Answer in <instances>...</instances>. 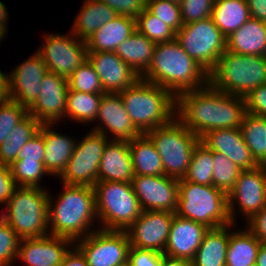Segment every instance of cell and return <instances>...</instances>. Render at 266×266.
<instances>
[{
  "label": "cell",
  "instance_id": "obj_52",
  "mask_svg": "<svg viewBox=\"0 0 266 266\" xmlns=\"http://www.w3.org/2000/svg\"><path fill=\"white\" fill-rule=\"evenodd\" d=\"M250 17L266 22V0H246Z\"/></svg>",
  "mask_w": 266,
  "mask_h": 266
},
{
  "label": "cell",
  "instance_id": "obj_47",
  "mask_svg": "<svg viewBox=\"0 0 266 266\" xmlns=\"http://www.w3.org/2000/svg\"><path fill=\"white\" fill-rule=\"evenodd\" d=\"M115 10L117 15L136 19L146 8V0H99Z\"/></svg>",
  "mask_w": 266,
  "mask_h": 266
},
{
  "label": "cell",
  "instance_id": "obj_30",
  "mask_svg": "<svg viewBox=\"0 0 266 266\" xmlns=\"http://www.w3.org/2000/svg\"><path fill=\"white\" fill-rule=\"evenodd\" d=\"M82 10L74 21L73 33L79 40L87 41L88 38L102 25L112 21L117 13L108 5L99 0H85Z\"/></svg>",
  "mask_w": 266,
  "mask_h": 266
},
{
  "label": "cell",
  "instance_id": "obj_39",
  "mask_svg": "<svg viewBox=\"0 0 266 266\" xmlns=\"http://www.w3.org/2000/svg\"><path fill=\"white\" fill-rule=\"evenodd\" d=\"M213 163L212 185L228 194L242 170L219 152H213Z\"/></svg>",
  "mask_w": 266,
  "mask_h": 266
},
{
  "label": "cell",
  "instance_id": "obj_28",
  "mask_svg": "<svg viewBox=\"0 0 266 266\" xmlns=\"http://www.w3.org/2000/svg\"><path fill=\"white\" fill-rule=\"evenodd\" d=\"M230 226L232 227V223L209 228L191 261V266H226L230 233L227 228L229 230Z\"/></svg>",
  "mask_w": 266,
  "mask_h": 266
},
{
  "label": "cell",
  "instance_id": "obj_20",
  "mask_svg": "<svg viewBox=\"0 0 266 266\" xmlns=\"http://www.w3.org/2000/svg\"><path fill=\"white\" fill-rule=\"evenodd\" d=\"M72 240L48 234L43 237L22 238L17 258L28 266H60ZM65 247V248H64Z\"/></svg>",
  "mask_w": 266,
  "mask_h": 266
},
{
  "label": "cell",
  "instance_id": "obj_8",
  "mask_svg": "<svg viewBox=\"0 0 266 266\" xmlns=\"http://www.w3.org/2000/svg\"><path fill=\"white\" fill-rule=\"evenodd\" d=\"M146 135L154 143L164 167V175L176 179L186 176L194 148L200 138L177 117Z\"/></svg>",
  "mask_w": 266,
  "mask_h": 266
},
{
  "label": "cell",
  "instance_id": "obj_58",
  "mask_svg": "<svg viewBox=\"0 0 266 266\" xmlns=\"http://www.w3.org/2000/svg\"><path fill=\"white\" fill-rule=\"evenodd\" d=\"M167 1H170V2L178 4V5H180L182 2V0H167Z\"/></svg>",
  "mask_w": 266,
  "mask_h": 266
},
{
  "label": "cell",
  "instance_id": "obj_33",
  "mask_svg": "<svg viewBox=\"0 0 266 266\" xmlns=\"http://www.w3.org/2000/svg\"><path fill=\"white\" fill-rule=\"evenodd\" d=\"M261 242L249 230L229 234L226 266H254Z\"/></svg>",
  "mask_w": 266,
  "mask_h": 266
},
{
  "label": "cell",
  "instance_id": "obj_53",
  "mask_svg": "<svg viewBox=\"0 0 266 266\" xmlns=\"http://www.w3.org/2000/svg\"><path fill=\"white\" fill-rule=\"evenodd\" d=\"M72 250H69L66 253L60 266H88V263L81 251L77 247Z\"/></svg>",
  "mask_w": 266,
  "mask_h": 266
},
{
  "label": "cell",
  "instance_id": "obj_32",
  "mask_svg": "<svg viewBox=\"0 0 266 266\" xmlns=\"http://www.w3.org/2000/svg\"><path fill=\"white\" fill-rule=\"evenodd\" d=\"M211 17L226 38L251 18L246 0H215Z\"/></svg>",
  "mask_w": 266,
  "mask_h": 266
},
{
  "label": "cell",
  "instance_id": "obj_27",
  "mask_svg": "<svg viewBox=\"0 0 266 266\" xmlns=\"http://www.w3.org/2000/svg\"><path fill=\"white\" fill-rule=\"evenodd\" d=\"M226 50L239 55L266 56V22L250 18L227 38Z\"/></svg>",
  "mask_w": 266,
  "mask_h": 266
},
{
  "label": "cell",
  "instance_id": "obj_12",
  "mask_svg": "<svg viewBox=\"0 0 266 266\" xmlns=\"http://www.w3.org/2000/svg\"><path fill=\"white\" fill-rule=\"evenodd\" d=\"M107 143V137L96 131L79 141L60 175L62 184L93 187L98 182V168Z\"/></svg>",
  "mask_w": 266,
  "mask_h": 266
},
{
  "label": "cell",
  "instance_id": "obj_51",
  "mask_svg": "<svg viewBox=\"0 0 266 266\" xmlns=\"http://www.w3.org/2000/svg\"><path fill=\"white\" fill-rule=\"evenodd\" d=\"M248 221L249 229L247 230H250L262 244H266V206Z\"/></svg>",
  "mask_w": 266,
  "mask_h": 266
},
{
  "label": "cell",
  "instance_id": "obj_11",
  "mask_svg": "<svg viewBox=\"0 0 266 266\" xmlns=\"http://www.w3.org/2000/svg\"><path fill=\"white\" fill-rule=\"evenodd\" d=\"M78 242L88 266H128L131 244L126 231L98 229Z\"/></svg>",
  "mask_w": 266,
  "mask_h": 266
},
{
  "label": "cell",
  "instance_id": "obj_9",
  "mask_svg": "<svg viewBox=\"0 0 266 266\" xmlns=\"http://www.w3.org/2000/svg\"><path fill=\"white\" fill-rule=\"evenodd\" d=\"M93 189L96 214L104 226L100 229L126 231L141 215L131 183L98 181Z\"/></svg>",
  "mask_w": 266,
  "mask_h": 266
},
{
  "label": "cell",
  "instance_id": "obj_22",
  "mask_svg": "<svg viewBox=\"0 0 266 266\" xmlns=\"http://www.w3.org/2000/svg\"><path fill=\"white\" fill-rule=\"evenodd\" d=\"M200 141L213 152L225 155L242 171L260 166L243 139L240 128L210 130Z\"/></svg>",
  "mask_w": 266,
  "mask_h": 266
},
{
  "label": "cell",
  "instance_id": "obj_34",
  "mask_svg": "<svg viewBox=\"0 0 266 266\" xmlns=\"http://www.w3.org/2000/svg\"><path fill=\"white\" fill-rule=\"evenodd\" d=\"M41 123L28 114L9 133L0 145V163L10 166L17 160L18 152L35 134L39 132Z\"/></svg>",
  "mask_w": 266,
  "mask_h": 266
},
{
  "label": "cell",
  "instance_id": "obj_37",
  "mask_svg": "<svg viewBox=\"0 0 266 266\" xmlns=\"http://www.w3.org/2000/svg\"><path fill=\"white\" fill-rule=\"evenodd\" d=\"M213 166V151L199 141L184 179L201 185H212Z\"/></svg>",
  "mask_w": 266,
  "mask_h": 266
},
{
  "label": "cell",
  "instance_id": "obj_1",
  "mask_svg": "<svg viewBox=\"0 0 266 266\" xmlns=\"http://www.w3.org/2000/svg\"><path fill=\"white\" fill-rule=\"evenodd\" d=\"M176 110L178 119L201 138L210 130L240 128L246 102L245 97L219 91L208 83L181 93L176 98Z\"/></svg>",
  "mask_w": 266,
  "mask_h": 266
},
{
  "label": "cell",
  "instance_id": "obj_54",
  "mask_svg": "<svg viewBox=\"0 0 266 266\" xmlns=\"http://www.w3.org/2000/svg\"><path fill=\"white\" fill-rule=\"evenodd\" d=\"M8 76L0 71V103L10 99Z\"/></svg>",
  "mask_w": 266,
  "mask_h": 266
},
{
  "label": "cell",
  "instance_id": "obj_23",
  "mask_svg": "<svg viewBox=\"0 0 266 266\" xmlns=\"http://www.w3.org/2000/svg\"><path fill=\"white\" fill-rule=\"evenodd\" d=\"M96 119L101 121L103 127L98 125L92 131L101 133L107 138L105 127L114 135L113 140L131 141L141 135L131 122L119 93L102 95Z\"/></svg>",
  "mask_w": 266,
  "mask_h": 266
},
{
  "label": "cell",
  "instance_id": "obj_49",
  "mask_svg": "<svg viewBox=\"0 0 266 266\" xmlns=\"http://www.w3.org/2000/svg\"><path fill=\"white\" fill-rule=\"evenodd\" d=\"M246 112L266 117V84L252 90L245 96Z\"/></svg>",
  "mask_w": 266,
  "mask_h": 266
},
{
  "label": "cell",
  "instance_id": "obj_40",
  "mask_svg": "<svg viewBox=\"0 0 266 266\" xmlns=\"http://www.w3.org/2000/svg\"><path fill=\"white\" fill-rule=\"evenodd\" d=\"M9 167L16 186L21 187L38 188L42 176L49 174L44 164L36 160H15Z\"/></svg>",
  "mask_w": 266,
  "mask_h": 266
},
{
  "label": "cell",
  "instance_id": "obj_46",
  "mask_svg": "<svg viewBox=\"0 0 266 266\" xmlns=\"http://www.w3.org/2000/svg\"><path fill=\"white\" fill-rule=\"evenodd\" d=\"M162 255V253L154 250L131 246L129 250L128 266H161Z\"/></svg>",
  "mask_w": 266,
  "mask_h": 266
},
{
  "label": "cell",
  "instance_id": "obj_59",
  "mask_svg": "<svg viewBox=\"0 0 266 266\" xmlns=\"http://www.w3.org/2000/svg\"><path fill=\"white\" fill-rule=\"evenodd\" d=\"M4 34L0 31V41L4 38Z\"/></svg>",
  "mask_w": 266,
  "mask_h": 266
},
{
  "label": "cell",
  "instance_id": "obj_6",
  "mask_svg": "<svg viewBox=\"0 0 266 266\" xmlns=\"http://www.w3.org/2000/svg\"><path fill=\"white\" fill-rule=\"evenodd\" d=\"M175 214L202 223L209 228L231 224L227 193L213 185H201L179 179Z\"/></svg>",
  "mask_w": 266,
  "mask_h": 266
},
{
  "label": "cell",
  "instance_id": "obj_42",
  "mask_svg": "<svg viewBox=\"0 0 266 266\" xmlns=\"http://www.w3.org/2000/svg\"><path fill=\"white\" fill-rule=\"evenodd\" d=\"M28 115V109L14 100L0 103V145L11 130Z\"/></svg>",
  "mask_w": 266,
  "mask_h": 266
},
{
  "label": "cell",
  "instance_id": "obj_24",
  "mask_svg": "<svg viewBox=\"0 0 266 266\" xmlns=\"http://www.w3.org/2000/svg\"><path fill=\"white\" fill-rule=\"evenodd\" d=\"M133 177L134 171L128 141H108L99 164L98 181L131 183Z\"/></svg>",
  "mask_w": 266,
  "mask_h": 266
},
{
  "label": "cell",
  "instance_id": "obj_15",
  "mask_svg": "<svg viewBox=\"0 0 266 266\" xmlns=\"http://www.w3.org/2000/svg\"><path fill=\"white\" fill-rule=\"evenodd\" d=\"M228 211L232 224L234 223V200L239 203L240 211L249 220L254 214L266 206V166L239 173L234 187L227 194Z\"/></svg>",
  "mask_w": 266,
  "mask_h": 266
},
{
  "label": "cell",
  "instance_id": "obj_36",
  "mask_svg": "<svg viewBox=\"0 0 266 266\" xmlns=\"http://www.w3.org/2000/svg\"><path fill=\"white\" fill-rule=\"evenodd\" d=\"M103 94L68 90L66 116L80 122L94 121Z\"/></svg>",
  "mask_w": 266,
  "mask_h": 266
},
{
  "label": "cell",
  "instance_id": "obj_43",
  "mask_svg": "<svg viewBox=\"0 0 266 266\" xmlns=\"http://www.w3.org/2000/svg\"><path fill=\"white\" fill-rule=\"evenodd\" d=\"M146 8L175 32L184 25L178 4L167 0H146Z\"/></svg>",
  "mask_w": 266,
  "mask_h": 266
},
{
  "label": "cell",
  "instance_id": "obj_19",
  "mask_svg": "<svg viewBox=\"0 0 266 266\" xmlns=\"http://www.w3.org/2000/svg\"><path fill=\"white\" fill-rule=\"evenodd\" d=\"M87 59L98 74L105 93H119L141 79L115 52H88Z\"/></svg>",
  "mask_w": 266,
  "mask_h": 266
},
{
  "label": "cell",
  "instance_id": "obj_56",
  "mask_svg": "<svg viewBox=\"0 0 266 266\" xmlns=\"http://www.w3.org/2000/svg\"><path fill=\"white\" fill-rule=\"evenodd\" d=\"M7 9L5 8V5L0 1V31L5 35V32H7L6 20H7Z\"/></svg>",
  "mask_w": 266,
  "mask_h": 266
},
{
  "label": "cell",
  "instance_id": "obj_3",
  "mask_svg": "<svg viewBox=\"0 0 266 266\" xmlns=\"http://www.w3.org/2000/svg\"><path fill=\"white\" fill-rule=\"evenodd\" d=\"M63 185V193L54 204L55 208L51 205L52 198L49 196L48 222L49 226L52 225L50 234L74 242L94 232L88 230L92 225L90 222L94 221V217L97 218L95 193L91 186Z\"/></svg>",
  "mask_w": 266,
  "mask_h": 266
},
{
  "label": "cell",
  "instance_id": "obj_17",
  "mask_svg": "<svg viewBox=\"0 0 266 266\" xmlns=\"http://www.w3.org/2000/svg\"><path fill=\"white\" fill-rule=\"evenodd\" d=\"M40 88L28 114L41 124H54L66 115L68 78L48 71L42 78Z\"/></svg>",
  "mask_w": 266,
  "mask_h": 266
},
{
  "label": "cell",
  "instance_id": "obj_45",
  "mask_svg": "<svg viewBox=\"0 0 266 266\" xmlns=\"http://www.w3.org/2000/svg\"><path fill=\"white\" fill-rule=\"evenodd\" d=\"M215 0H182L180 11L184 24L212 16Z\"/></svg>",
  "mask_w": 266,
  "mask_h": 266
},
{
  "label": "cell",
  "instance_id": "obj_25",
  "mask_svg": "<svg viewBox=\"0 0 266 266\" xmlns=\"http://www.w3.org/2000/svg\"><path fill=\"white\" fill-rule=\"evenodd\" d=\"M135 31L136 19L117 15L88 38L87 50L88 52H114Z\"/></svg>",
  "mask_w": 266,
  "mask_h": 266
},
{
  "label": "cell",
  "instance_id": "obj_38",
  "mask_svg": "<svg viewBox=\"0 0 266 266\" xmlns=\"http://www.w3.org/2000/svg\"><path fill=\"white\" fill-rule=\"evenodd\" d=\"M136 30L157 43L170 42L175 39L176 32L147 8L136 18Z\"/></svg>",
  "mask_w": 266,
  "mask_h": 266
},
{
  "label": "cell",
  "instance_id": "obj_31",
  "mask_svg": "<svg viewBox=\"0 0 266 266\" xmlns=\"http://www.w3.org/2000/svg\"><path fill=\"white\" fill-rule=\"evenodd\" d=\"M134 175L161 176L164 167L154 143L146 134L128 141Z\"/></svg>",
  "mask_w": 266,
  "mask_h": 266
},
{
  "label": "cell",
  "instance_id": "obj_2",
  "mask_svg": "<svg viewBox=\"0 0 266 266\" xmlns=\"http://www.w3.org/2000/svg\"><path fill=\"white\" fill-rule=\"evenodd\" d=\"M142 79L167 89L175 98L208 84V72L188 56L176 39L157 43Z\"/></svg>",
  "mask_w": 266,
  "mask_h": 266
},
{
  "label": "cell",
  "instance_id": "obj_18",
  "mask_svg": "<svg viewBox=\"0 0 266 266\" xmlns=\"http://www.w3.org/2000/svg\"><path fill=\"white\" fill-rule=\"evenodd\" d=\"M8 76L9 97L29 109L37 100L47 66L37 52Z\"/></svg>",
  "mask_w": 266,
  "mask_h": 266
},
{
  "label": "cell",
  "instance_id": "obj_14",
  "mask_svg": "<svg viewBox=\"0 0 266 266\" xmlns=\"http://www.w3.org/2000/svg\"><path fill=\"white\" fill-rule=\"evenodd\" d=\"M131 185L142 211L176 212L179 179L166 175H134Z\"/></svg>",
  "mask_w": 266,
  "mask_h": 266
},
{
  "label": "cell",
  "instance_id": "obj_44",
  "mask_svg": "<svg viewBox=\"0 0 266 266\" xmlns=\"http://www.w3.org/2000/svg\"><path fill=\"white\" fill-rule=\"evenodd\" d=\"M21 238L0 216V266H10L17 258Z\"/></svg>",
  "mask_w": 266,
  "mask_h": 266
},
{
  "label": "cell",
  "instance_id": "obj_5",
  "mask_svg": "<svg viewBox=\"0 0 266 266\" xmlns=\"http://www.w3.org/2000/svg\"><path fill=\"white\" fill-rule=\"evenodd\" d=\"M208 83L219 91L245 97L266 84V56L239 55L226 50L208 73Z\"/></svg>",
  "mask_w": 266,
  "mask_h": 266
},
{
  "label": "cell",
  "instance_id": "obj_48",
  "mask_svg": "<svg viewBox=\"0 0 266 266\" xmlns=\"http://www.w3.org/2000/svg\"><path fill=\"white\" fill-rule=\"evenodd\" d=\"M44 148L43 135L38 132L18 152L17 160H36L43 163Z\"/></svg>",
  "mask_w": 266,
  "mask_h": 266
},
{
  "label": "cell",
  "instance_id": "obj_57",
  "mask_svg": "<svg viewBox=\"0 0 266 266\" xmlns=\"http://www.w3.org/2000/svg\"><path fill=\"white\" fill-rule=\"evenodd\" d=\"M256 265L266 266V244H260L256 258Z\"/></svg>",
  "mask_w": 266,
  "mask_h": 266
},
{
  "label": "cell",
  "instance_id": "obj_50",
  "mask_svg": "<svg viewBox=\"0 0 266 266\" xmlns=\"http://www.w3.org/2000/svg\"><path fill=\"white\" fill-rule=\"evenodd\" d=\"M16 187L10 167L0 163V203L7 204Z\"/></svg>",
  "mask_w": 266,
  "mask_h": 266
},
{
  "label": "cell",
  "instance_id": "obj_7",
  "mask_svg": "<svg viewBox=\"0 0 266 266\" xmlns=\"http://www.w3.org/2000/svg\"><path fill=\"white\" fill-rule=\"evenodd\" d=\"M49 193L41 187L17 186L1 217L22 238L46 236L48 226Z\"/></svg>",
  "mask_w": 266,
  "mask_h": 266
},
{
  "label": "cell",
  "instance_id": "obj_10",
  "mask_svg": "<svg viewBox=\"0 0 266 266\" xmlns=\"http://www.w3.org/2000/svg\"><path fill=\"white\" fill-rule=\"evenodd\" d=\"M175 39L185 53L208 73L226 51L227 38L214 24L212 17L184 24Z\"/></svg>",
  "mask_w": 266,
  "mask_h": 266
},
{
  "label": "cell",
  "instance_id": "obj_29",
  "mask_svg": "<svg viewBox=\"0 0 266 266\" xmlns=\"http://www.w3.org/2000/svg\"><path fill=\"white\" fill-rule=\"evenodd\" d=\"M155 46V42L136 30L114 52L139 76H142L150 66Z\"/></svg>",
  "mask_w": 266,
  "mask_h": 266
},
{
  "label": "cell",
  "instance_id": "obj_35",
  "mask_svg": "<svg viewBox=\"0 0 266 266\" xmlns=\"http://www.w3.org/2000/svg\"><path fill=\"white\" fill-rule=\"evenodd\" d=\"M240 130L256 162L266 166V117L246 112Z\"/></svg>",
  "mask_w": 266,
  "mask_h": 266
},
{
  "label": "cell",
  "instance_id": "obj_26",
  "mask_svg": "<svg viewBox=\"0 0 266 266\" xmlns=\"http://www.w3.org/2000/svg\"><path fill=\"white\" fill-rule=\"evenodd\" d=\"M54 124H42L39 132L44 138L43 164L49 174L60 176L76 147L75 140L50 129Z\"/></svg>",
  "mask_w": 266,
  "mask_h": 266
},
{
  "label": "cell",
  "instance_id": "obj_4",
  "mask_svg": "<svg viewBox=\"0 0 266 266\" xmlns=\"http://www.w3.org/2000/svg\"><path fill=\"white\" fill-rule=\"evenodd\" d=\"M119 94L131 122L141 134L168 124L175 116L176 98L167 89L142 78Z\"/></svg>",
  "mask_w": 266,
  "mask_h": 266
},
{
  "label": "cell",
  "instance_id": "obj_41",
  "mask_svg": "<svg viewBox=\"0 0 266 266\" xmlns=\"http://www.w3.org/2000/svg\"><path fill=\"white\" fill-rule=\"evenodd\" d=\"M68 87L78 92L105 93L100 78L88 59L68 77Z\"/></svg>",
  "mask_w": 266,
  "mask_h": 266
},
{
  "label": "cell",
  "instance_id": "obj_21",
  "mask_svg": "<svg viewBox=\"0 0 266 266\" xmlns=\"http://www.w3.org/2000/svg\"><path fill=\"white\" fill-rule=\"evenodd\" d=\"M208 230L202 223L174 214L163 254L191 262Z\"/></svg>",
  "mask_w": 266,
  "mask_h": 266
},
{
  "label": "cell",
  "instance_id": "obj_16",
  "mask_svg": "<svg viewBox=\"0 0 266 266\" xmlns=\"http://www.w3.org/2000/svg\"><path fill=\"white\" fill-rule=\"evenodd\" d=\"M174 214L168 211H142L126 230L131 246L163 254Z\"/></svg>",
  "mask_w": 266,
  "mask_h": 266
},
{
  "label": "cell",
  "instance_id": "obj_55",
  "mask_svg": "<svg viewBox=\"0 0 266 266\" xmlns=\"http://www.w3.org/2000/svg\"><path fill=\"white\" fill-rule=\"evenodd\" d=\"M161 266H191V262L183 259L169 257L163 254Z\"/></svg>",
  "mask_w": 266,
  "mask_h": 266
},
{
  "label": "cell",
  "instance_id": "obj_13",
  "mask_svg": "<svg viewBox=\"0 0 266 266\" xmlns=\"http://www.w3.org/2000/svg\"><path fill=\"white\" fill-rule=\"evenodd\" d=\"M69 35H45L46 45L37 51L49 72L66 78L87 60L88 53L86 41Z\"/></svg>",
  "mask_w": 266,
  "mask_h": 266
}]
</instances>
